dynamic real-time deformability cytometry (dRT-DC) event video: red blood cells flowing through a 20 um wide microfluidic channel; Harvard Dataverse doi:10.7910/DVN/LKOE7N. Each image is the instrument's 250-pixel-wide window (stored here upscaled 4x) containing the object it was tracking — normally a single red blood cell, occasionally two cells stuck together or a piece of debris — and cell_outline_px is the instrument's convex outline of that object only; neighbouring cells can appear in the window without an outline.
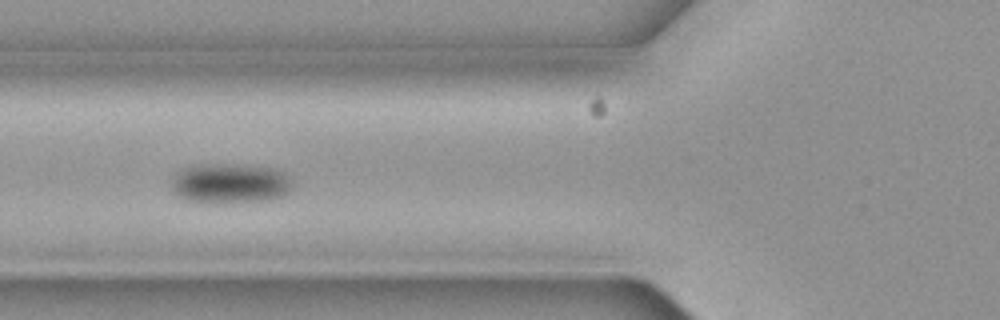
{"species": "common noctule bat (a hibernating species)", "species_latin": "Nyctalus noctula", "temperature_condition": "cold", "stored_images_in_passage": 9, "camera_frame_rate_fps": 3000, "um_per_image_px": 0.085, "animal": {"sex": "female", "body_mass_g": 19.3, "forearm_length_mm": 54.1}, "frame": {"image": 1, "passage_image": 6, "time_ms": 1.667, "image_size_px": [1000, 320], "cell_outline_px": [[292, 188], [284, 196], [272, 200], [224, 204], [212, 204], [188, 200], [180, 196], [172, 188], [172, 180], [176, 172], [188, 168], [272, 168], [284, 172], [292, 180]], "centroid_in_image_um": [19.65, 15.71], "position_along_channel_um": 106.2, "area_um2": 26.88}}
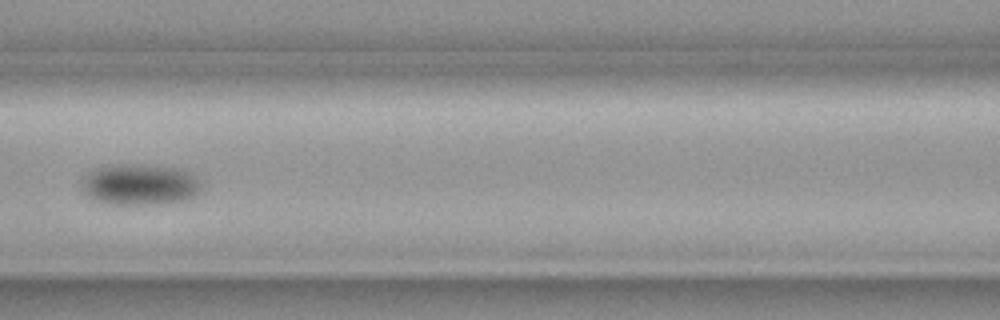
{"frame": {"image": 2, "passage_image": 7, "time_ms": 2.0, "image_size_px": [1000, 320], "cell_outline_px": [[204, 188], [200, 192], [184, 200], [164, 204], [108, 204], [96, 200], [88, 196], [84, 192], [80, 184], [88, 172], [92, 168], [104, 164], [144, 164], [180, 168], [192, 172], [204, 184]], "centroid_in_image_um": [11.91, 15.66], "position_along_channel_um": 154.7, "area_um2": 29.54}}